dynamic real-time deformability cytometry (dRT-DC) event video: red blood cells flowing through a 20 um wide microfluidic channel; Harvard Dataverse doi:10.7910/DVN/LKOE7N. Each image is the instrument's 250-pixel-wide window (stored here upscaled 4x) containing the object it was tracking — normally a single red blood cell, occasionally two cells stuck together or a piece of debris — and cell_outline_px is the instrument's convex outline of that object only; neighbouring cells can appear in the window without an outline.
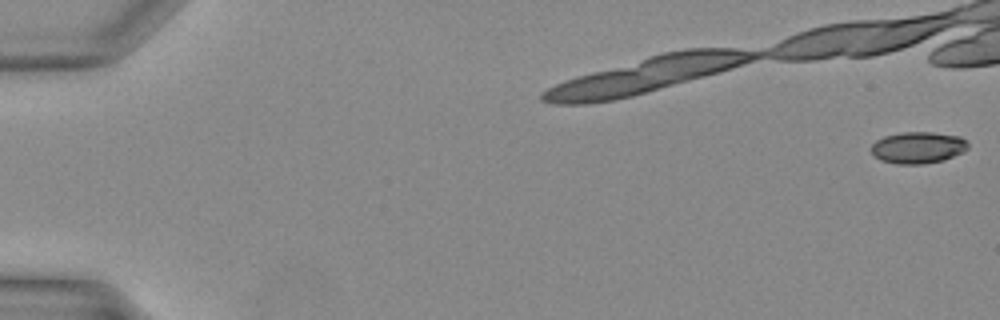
{"species": "Egyptian fruit bat (a non-hibernating species)", "species_latin": "Rousettus aegyptiacus", "temperature_condition": "warm", "stored_images_in_passage": 18, "camera_frame_rate_fps": 3000, "um_per_image_px": 0.085, "animal": {"sex": "female"}, "frame": {"image": 1, "passage_image": 1, "time_ms": 0.0, "image_size_px": [1000, 320], "cell_outline_px": [[968, 148], [964, 152], [944, 160], [924, 164], [896, 164], [880, 160], [872, 152], [872, 144], [876, 140], [884, 136], [904, 132], [932, 132], [960, 136], [968, 144]], "centroid_in_image_um": [78.04, 12.55], "position_along_channel_um": 7.0, "area_um2": 17.86}}